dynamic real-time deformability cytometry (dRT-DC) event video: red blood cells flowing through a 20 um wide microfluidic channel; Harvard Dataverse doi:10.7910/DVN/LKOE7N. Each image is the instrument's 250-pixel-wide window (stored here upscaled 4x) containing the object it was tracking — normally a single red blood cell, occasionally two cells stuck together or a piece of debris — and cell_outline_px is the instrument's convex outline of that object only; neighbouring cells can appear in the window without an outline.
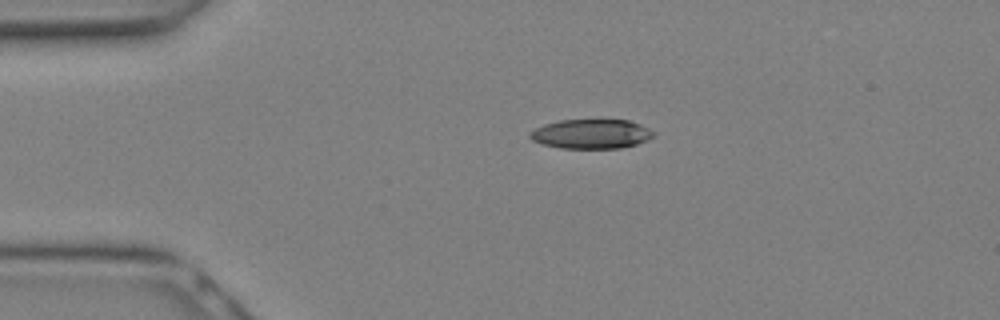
{"species": "Egyptian fruit bat (a non-hibernating species)", "species_latin": "Rousettus aegyptiacus", "temperature_condition": "warm", "stored_images_in_passage": 7, "camera_frame_rate_fps": 3000, "um_per_image_px": 0.085, "animal": {"sex": "female"}, "frame": {"image": 1, "passage_image": 1, "time_ms": 0.0, "image_size_px": [1000, 320], "cell_outline_px": [[656, 136], [648, 140], [636, 144], [620, 148], [560, 148], [544, 144], [532, 140], [528, 136], [528, 132], [544, 124], [560, 120], [628, 120], [640, 124], [656, 132]], "centroid_in_image_um": [50.27, 11.38], "position_along_channel_um": 34.7, "area_um2": 21.27}}
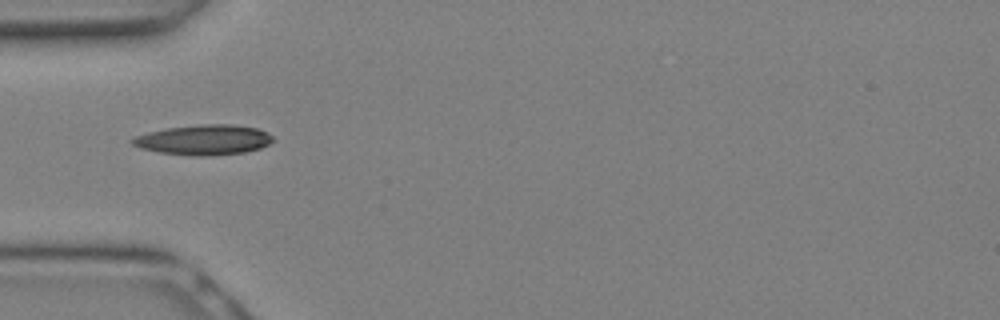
{"frame": {"image": 2, "passage_image": 4, "time_ms": 1.0, "image_size_px": [1000, 320], "cell_outline_px": [[276, 140], [260, 148], [244, 152], [212, 156], [192, 156], [160, 152], [140, 148], [132, 144], [128, 140], [136, 136], [148, 132], [164, 128], [200, 124], [232, 124], [256, 128], [268, 132]], "centroid_in_image_um": [17.32, 11.88], "position_along_channel_um": 67.7, "area_um2": 24.91}}
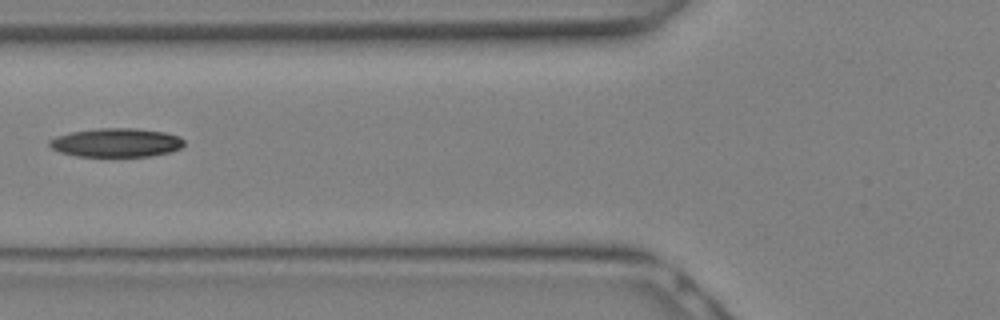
{"frame": {"image": 3, "passage_image": 6, "time_ms": 1.667, "image_size_px": [1000, 320], "cell_outline_px": [[184, 144], [180, 148], [172, 152], [152, 156], [76, 156], [60, 152], [52, 148], [48, 144], [48, 140], [56, 136], [72, 132], [96, 128], [136, 128], [164, 132], [180, 136], [184, 140]], "centroid_in_image_um": [9.9, 12.12], "position_along_channel_um": 115.9, "area_um2": 22.72}}